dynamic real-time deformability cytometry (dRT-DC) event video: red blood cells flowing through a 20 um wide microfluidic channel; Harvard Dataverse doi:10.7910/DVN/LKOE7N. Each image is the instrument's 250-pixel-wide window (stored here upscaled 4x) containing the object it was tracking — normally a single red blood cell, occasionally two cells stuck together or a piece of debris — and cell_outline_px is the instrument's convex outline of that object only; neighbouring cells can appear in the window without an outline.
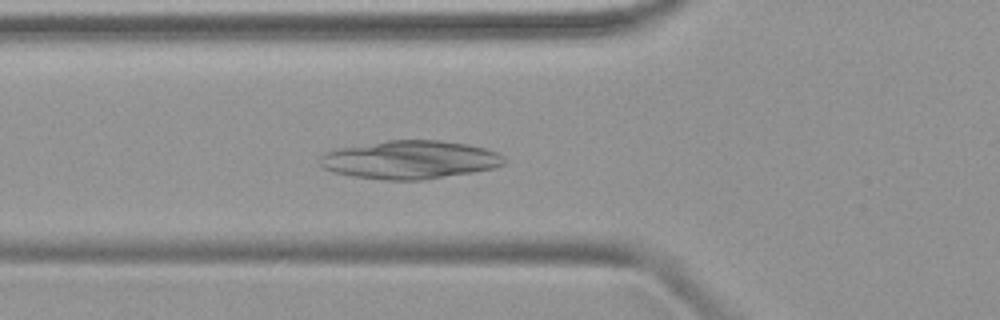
{"species": "common noctule bat (a hibernating species)", "species_latin": "Nyctalus noctula", "temperature_condition": "warm", "stored_images_in_passage": 35, "camera_frame_rate_fps": 3000, "um_per_image_px": 0.085, "animal": {"sex": "female", "body_mass_g": 19.9}, "frame": {"image": 1, "passage_image": 18, "time_ms": 5.667, "image_size_px": [1000, 320], "cell_outline_px": [[508, 160], [504, 164], [496, 168], [424, 180], [384, 180], [352, 176], [332, 172], [324, 168], [320, 164], [320, 156], [324, 152], [336, 148], [388, 140], [440, 140], [464, 144], [484, 148], [496, 152], [504, 156]], "centroid_in_image_um": [34.83, 13.58], "position_along_channel_um": 91.0, "area_um2": 41.38}}
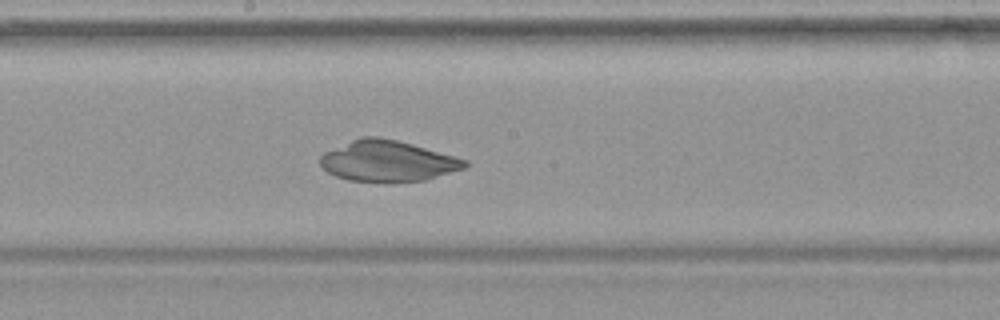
{"frame": {"image": 2, "passage_image": 27, "time_ms": 8.667, "image_size_px": [1000, 320], "cell_outline_px": [[468, 164], [464, 168], [424, 180], [388, 184], [348, 180], [336, 176], [328, 172], [320, 164], [320, 156], [324, 152], [360, 136], [376, 136], [396, 140], [412, 144], [468, 160]], "centroid_in_image_um": [32.92, 13.71], "position_along_channel_um": 215.3, "area_um2": 34.74}}
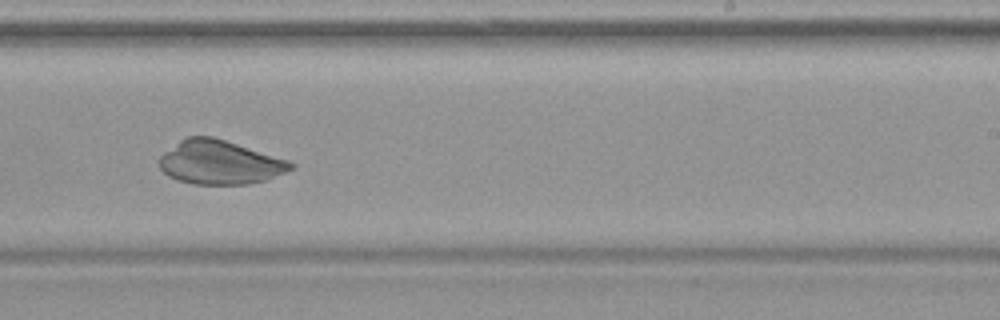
{"frame": {"image": 3, "passage_image": 31, "time_ms": 10.0, "image_size_px": [1000, 320], "cell_outline_px": [[296, 168], [264, 180], [248, 184], [192, 184], [176, 180], [168, 176], [160, 168], [160, 156], [164, 152], [180, 140], [188, 136], [212, 136], [288, 160], [296, 164]], "centroid_in_image_um": [18.67, 13.81], "position_along_channel_um": 270.3, "area_um2": 33.47}}